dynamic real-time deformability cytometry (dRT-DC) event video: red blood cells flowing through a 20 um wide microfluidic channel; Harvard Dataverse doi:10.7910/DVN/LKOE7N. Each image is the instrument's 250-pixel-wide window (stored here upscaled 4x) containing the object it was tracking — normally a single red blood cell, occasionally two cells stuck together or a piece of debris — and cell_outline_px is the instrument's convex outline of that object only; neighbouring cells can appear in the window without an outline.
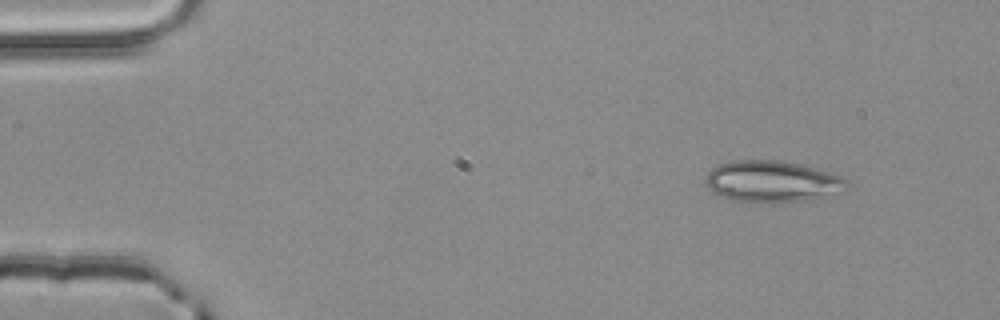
{"species": "common noctule bat (a hibernating species)", "species_latin": "Nyctalus noctula", "temperature_condition": "room temperature", "stored_images_in_passage": 3, "camera_frame_rate_fps": 3000, "um_per_image_px": 0.085, "animal": {"sex": "male", "body_mass_g": 20.4}, "frame": {"image": 1, "passage_image": 1, "time_ms": 0.0, "image_size_px": [1000, 320], "cell_outline_px": [[848, 184], [840, 192], [808, 200], [772, 204], [768, 204], [728, 200], [712, 192], [704, 184], [704, 180], [708, 172], [712, 168], [720, 164], [732, 160], [776, 160], [796, 164], [828, 172], [840, 176], [848, 180]], "centroid_in_image_um": [65.55, 15.46], "position_along_channel_um": 19.5, "area_um2": 34.39}}